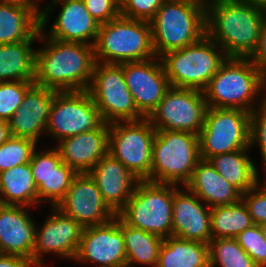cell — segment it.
I'll return each mask as SVG.
<instances>
[{
	"mask_svg": "<svg viewBox=\"0 0 266 267\" xmlns=\"http://www.w3.org/2000/svg\"><path fill=\"white\" fill-rule=\"evenodd\" d=\"M260 226L262 228V231H263V234H264V237H265V240H266V222L262 223Z\"/></svg>",
	"mask_w": 266,
	"mask_h": 267,
	"instance_id": "7dc6e473",
	"label": "cell"
},
{
	"mask_svg": "<svg viewBox=\"0 0 266 267\" xmlns=\"http://www.w3.org/2000/svg\"><path fill=\"white\" fill-rule=\"evenodd\" d=\"M34 84L33 81L0 82V120H10Z\"/></svg>",
	"mask_w": 266,
	"mask_h": 267,
	"instance_id": "e575fe53",
	"label": "cell"
},
{
	"mask_svg": "<svg viewBox=\"0 0 266 267\" xmlns=\"http://www.w3.org/2000/svg\"><path fill=\"white\" fill-rule=\"evenodd\" d=\"M87 91L105 123L145 118L134 103L120 64L96 62Z\"/></svg>",
	"mask_w": 266,
	"mask_h": 267,
	"instance_id": "8fae6325",
	"label": "cell"
},
{
	"mask_svg": "<svg viewBox=\"0 0 266 267\" xmlns=\"http://www.w3.org/2000/svg\"><path fill=\"white\" fill-rule=\"evenodd\" d=\"M41 151L42 152L38 153L35 149L32 154L31 161L29 162L37 187L62 163V159L57 148L54 147V149H47L46 151L44 149V151Z\"/></svg>",
	"mask_w": 266,
	"mask_h": 267,
	"instance_id": "8d00e7d4",
	"label": "cell"
},
{
	"mask_svg": "<svg viewBox=\"0 0 266 267\" xmlns=\"http://www.w3.org/2000/svg\"><path fill=\"white\" fill-rule=\"evenodd\" d=\"M98 63L121 64L155 58L149 21L123 16L99 26L94 44Z\"/></svg>",
	"mask_w": 266,
	"mask_h": 267,
	"instance_id": "5b68a950",
	"label": "cell"
},
{
	"mask_svg": "<svg viewBox=\"0 0 266 267\" xmlns=\"http://www.w3.org/2000/svg\"><path fill=\"white\" fill-rule=\"evenodd\" d=\"M250 59L264 74L266 73V10H264L259 44Z\"/></svg>",
	"mask_w": 266,
	"mask_h": 267,
	"instance_id": "b9f144b4",
	"label": "cell"
},
{
	"mask_svg": "<svg viewBox=\"0 0 266 267\" xmlns=\"http://www.w3.org/2000/svg\"><path fill=\"white\" fill-rule=\"evenodd\" d=\"M207 108L203 91L170 87L148 119L156 130L187 131L199 135Z\"/></svg>",
	"mask_w": 266,
	"mask_h": 267,
	"instance_id": "4fadbf2b",
	"label": "cell"
},
{
	"mask_svg": "<svg viewBox=\"0 0 266 267\" xmlns=\"http://www.w3.org/2000/svg\"><path fill=\"white\" fill-rule=\"evenodd\" d=\"M156 267H210L209 244L173 235L163 238Z\"/></svg>",
	"mask_w": 266,
	"mask_h": 267,
	"instance_id": "83f0119b",
	"label": "cell"
},
{
	"mask_svg": "<svg viewBox=\"0 0 266 267\" xmlns=\"http://www.w3.org/2000/svg\"><path fill=\"white\" fill-rule=\"evenodd\" d=\"M121 231L126 251V265L156 267L163 238L157 234L127 225L121 219Z\"/></svg>",
	"mask_w": 266,
	"mask_h": 267,
	"instance_id": "f546056e",
	"label": "cell"
},
{
	"mask_svg": "<svg viewBox=\"0 0 266 267\" xmlns=\"http://www.w3.org/2000/svg\"><path fill=\"white\" fill-rule=\"evenodd\" d=\"M76 262H91L100 267L126 265V251L121 231V218L102 225L84 227L74 259Z\"/></svg>",
	"mask_w": 266,
	"mask_h": 267,
	"instance_id": "2e32d148",
	"label": "cell"
},
{
	"mask_svg": "<svg viewBox=\"0 0 266 267\" xmlns=\"http://www.w3.org/2000/svg\"><path fill=\"white\" fill-rule=\"evenodd\" d=\"M165 0H120L121 16L150 21Z\"/></svg>",
	"mask_w": 266,
	"mask_h": 267,
	"instance_id": "74e56055",
	"label": "cell"
},
{
	"mask_svg": "<svg viewBox=\"0 0 266 267\" xmlns=\"http://www.w3.org/2000/svg\"><path fill=\"white\" fill-rule=\"evenodd\" d=\"M37 143L28 138L11 136L0 145V173L29 163Z\"/></svg>",
	"mask_w": 266,
	"mask_h": 267,
	"instance_id": "836d02e7",
	"label": "cell"
},
{
	"mask_svg": "<svg viewBox=\"0 0 266 267\" xmlns=\"http://www.w3.org/2000/svg\"><path fill=\"white\" fill-rule=\"evenodd\" d=\"M155 135L148 118L110 123L108 153L138 180H146L151 173Z\"/></svg>",
	"mask_w": 266,
	"mask_h": 267,
	"instance_id": "30bf717a",
	"label": "cell"
},
{
	"mask_svg": "<svg viewBox=\"0 0 266 267\" xmlns=\"http://www.w3.org/2000/svg\"><path fill=\"white\" fill-rule=\"evenodd\" d=\"M31 39L14 44L0 45V82L33 81L35 77V53Z\"/></svg>",
	"mask_w": 266,
	"mask_h": 267,
	"instance_id": "484cf974",
	"label": "cell"
},
{
	"mask_svg": "<svg viewBox=\"0 0 266 267\" xmlns=\"http://www.w3.org/2000/svg\"><path fill=\"white\" fill-rule=\"evenodd\" d=\"M37 1L38 0H0V2L13 3V4H18V5L30 8L34 10L41 17L43 10L42 9L39 10L40 6Z\"/></svg>",
	"mask_w": 266,
	"mask_h": 267,
	"instance_id": "ee69618b",
	"label": "cell"
},
{
	"mask_svg": "<svg viewBox=\"0 0 266 267\" xmlns=\"http://www.w3.org/2000/svg\"><path fill=\"white\" fill-rule=\"evenodd\" d=\"M256 108L251 112L250 147L256 143L260 146L262 162L266 167V100L263 99Z\"/></svg>",
	"mask_w": 266,
	"mask_h": 267,
	"instance_id": "f35d334b",
	"label": "cell"
},
{
	"mask_svg": "<svg viewBox=\"0 0 266 267\" xmlns=\"http://www.w3.org/2000/svg\"><path fill=\"white\" fill-rule=\"evenodd\" d=\"M250 150L243 149L225 154H217L208 159L209 163L229 184L242 194L259 182L258 169L248 156Z\"/></svg>",
	"mask_w": 266,
	"mask_h": 267,
	"instance_id": "f1b7e54d",
	"label": "cell"
},
{
	"mask_svg": "<svg viewBox=\"0 0 266 267\" xmlns=\"http://www.w3.org/2000/svg\"><path fill=\"white\" fill-rule=\"evenodd\" d=\"M89 14L99 24L117 18L120 13V0H83Z\"/></svg>",
	"mask_w": 266,
	"mask_h": 267,
	"instance_id": "60d3db41",
	"label": "cell"
},
{
	"mask_svg": "<svg viewBox=\"0 0 266 267\" xmlns=\"http://www.w3.org/2000/svg\"><path fill=\"white\" fill-rule=\"evenodd\" d=\"M260 181L250 190L242 194L248 212L254 224L266 222V187ZM262 186V187H261Z\"/></svg>",
	"mask_w": 266,
	"mask_h": 267,
	"instance_id": "ab89813d",
	"label": "cell"
},
{
	"mask_svg": "<svg viewBox=\"0 0 266 267\" xmlns=\"http://www.w3.org/2000/svg\"><path fill=\"white\" fill-rule=\"evenodd\" d=\"M11 137L7 121L0 120V145Z\"/></svg>",
	"mask_w": 266,
	"mask_h": 267,
	"instance_id": "f6af8a7d",
	"label": "cell"
},
{
	"mask_svg": "<svg viewBox=\"0 0 266 267\" xmlns=\"http://www.w3.org/2000/svg\"><path fill=\"white\" fill-rule=\"evenodd\" d=\"M264 170H265V172H266V167H265ZM264 178H265V179H263V181H264V184H263V185L266 187V173H265V177H264Z\"/></svg>",
	"mask_w": 266,
	"mask_h": 267,
	"instance_id": "681fc988",
	"label": "cell"
},
{
	"mask_svg": "<svg viewBox=\"0 0 266 267\" xmlns=\"http://www.w3.org/2000/svg\"><path fill=\"white\" fill-rule=\"evenodd\" d=\"M210 223L212 239L235 238L254 224L242 199L233 204L211 208Z\"/></svg>",
	"mask_w": 266,
	"mask_h": 267,
	"instance_id": "4dcf8cb0",
	"label": "cell"
},
{
	"mask_svg": "<svg viewBox=\"0 0 266 267\" xmlns=\"http://www.w3.org/2000/svg\"><path fill=\"white\" fill-rule=\"evenodd\" d=\"M259 267L235 238H215L209 242V266Z\"/></svg>",
	"mask_w": 266,
	"mask_h": 267,
	"instance_id": "1f68e13d",
	"label": "cell"
},
{
	"mask_svg": "<svg viewBox=\"0 0 266 267\" xmlns=\"http://www.w3.org/2000/svg\"><path fill=\"white\" fill-rule=\"evenodd\" d=\"M56 208L83 228L108 223L117 215L104 201L96 182L88 173L77 174L73 178Z\"/></svg>",
	"mask_w": 266,
	"mask_h": 267,
	"instance_id": "9a60e30c",
	"label": "cell"
},
{
	"mask_svg": "<svg viewBox=\"0 0 266 267\" xmlns=\"http://www.w3.org/2000/svg\"><path fill=\"white\" fill-rule=\"evenodd\" d=\"M0 267H36L31 260L17 255L0 254Z\"/></svg>",
	"mask_w": 266,
	"mask_h": 267,
	"instance_id": "7bdbcfd3",
	"label": "cell"
},
{
	"mask_svg": "<svg viewBox=\"0 0 266 267\" xmlns=\"http://www.w3.org/2000/svg\"><path fill=\"white\" fill-rule=\"evenodd\" d=\"M149 22L153 49L160 58L206 35V5L191 0H165Z\"/></svg>",
	"mask_w": 266,
	"mask_h": 267,
	"instance_id": "277c9868",
	"label": "cell"
},
{
	"mask_svg": "<svg viewBox=\"0 0 266 267\" xmlns=\"http://www.w3.org/2000/svg\"><path fill=\"white\" fill-rule=\"evenodd\" d=\"M199 155V136L187 131L156 130L152 167L147 181L184 187L193 175Z\"/></svg>",
	"mask_w": 266,
	"mask_h": 267,
	"instance_id": "8992f818",
	"label": "cell"
},
{
	"mask_svg": "<svg viewBox=\"0 0 266 267\" xmlns=\"http://www.w3.org/2000/svg\"><path fill=\"white\" fill-rule=\"evenodd\" d=\"M250 119L241 109L208 107L198 135L200 159L250 149Z\"/></svg>",
	"mask_w": 266,
	"mask_h": 267,
	"instance_id": "9c48e42d",
	"label": "cell"
},
{
	"mask_svg": "<svg viewBox=\"0 0 266 267\" xmlns=\"http://www.w3.org/2000/svg\"><path fill=\"white\" fill-rule=\"evenodd\" d=\"M160 59L171 87L203 91L227 56L205 35L194 44L166 52Z\"/></svg>",
	"mask_w": 266,
	"mask_h": 267,
	"instance_id": "52a82bcc",
	"label": "cell"
},
{
	"mask_svg": "<svg viewBox=\"0 0 266 267\" xmlns=\"http://www.w3.org/2000/svg\"><path fill=\"white\" fill-rule=\"evenodd\" d=\"M235 239L259 267H266V240L260 225L253 224Z\"/></svg>",
	"mask_w": 266,
	"mask_h": 267,
	"instance_id": "d590c367",
	"label": "cell"
},
{
	"mask_svg": "<svg viewBox=\"0 0 266 267\" xmlns=\"http://www.w3.org/2000/svg\"><path fill=\"white\" fill-rule=\"evenodd\" d=\"M173 194L172 235L209 244L211 234V208L186 187ZM185 190V191H184Z\"/></svg>",
	"mask_w": 266,
	"mask_h": 267,
	"instance_id": "d6986e66",
	"label": "cell"
},
{
	"mask_svg": "<svg viewBox=\"0 0 266 267\" xmlns=\"http://www.w3.org/2000/svg\"><path fill=\"white\" fill-rule=\"evenodd\" d=\"M77 173L69 167L65 162H62L55 170H53L38 187V201L43 203L47 199L52 207H56L64 198L71 182ZM43 199V200H42Z\"/></svg>",
	"mask_w": 266,
	"mask_h": 267,
	"instance_id": "d6a6232c",
	"label": "cell"
},
{
	"mask_svg": "<svg viewBox=\"0 0 266 267\" xmlns=\"http://www.w3.org/2000/svg\"><path fill=\"white\" fill-rule=\"evenodd\" d=\"M191 1H196V2H206L207 0H191Z\"/></svg>",
	"mask_w": 266,
	"mask_h": 267,
	"instance_id": "f907efd6",
	"label": "cell"
},
{
	"mask_svg": "<svg viewBox=\"0 0 266 267\" xmlns=\"http://www.w3.org/2000/svg\"><path fill=\"white\" fill-rule=\"evenodd\" d=\"M45 32L40 29L38 41L45 47L35 53L34 83L58 92L88 90L96 64L94 46L52 39Z\"/></svg>",
	"mask_w": 266,
	"mask_h": 267,
	"instance_id": "6da1fadb",
	"label": "cell"
},
{
	"mask_svg": "<svg viewBox=\"0 0 266 267\" xmlns=\"http://www.w3.org/2000/svg\"><path fill=\"white\" fill-rule=\"evenodd\" d=\"M184 187L210 208L242 199V193L220 176L208 160L200 159L197 162L191 179Z\"/></svg>",
	"mask_w": 266,
	"mask_h": 267,
	"instance_id": "cb8c5ba5",
	"label": "cell"
},
{
	"mask_svg": "<svg viewBox=\"0 0 266 267\" xmlns=\"http://www.w3.org/2000/svg\"><path fill=\"white\" fill-rule=\"evenodd\" d=\"M205 5L206 35L227 57L250 58L259 44L264 10L239 0H207Z\"/></svg>",
	"mask_w": 266,
	"mask_h": 267,
	"instance_id": "7a4b0ae2",
	"label": "cell"
},
{
	"mask_svg": "<svg viewBox=\"0 0 266 267\" xmlns=\"http://www.w3.org/2000/svg\"><path fill=\"white\" fill-rule=\"evenodd\" d=\"M138 111L148 118L171 85L159 57L120 64Z\"/></svg>",
	"mask_w": 266,
	"mask_h": 267,
	"instance_id": "5bb4252c",
	"label": "cell"
},
{
	"mask_svg": "<svg viewBox=\"0 0 266 267\" xmlns=\"http://www.w3.org/2000/svg\"><path fill=\"white\" fill-rule=\"evenodd\" d=\"M0 203L25 206L27 209L36 205L39 207L37 186L30 163L20 164L0 173Z\"/></svg>",
	"mask_w": 266,
	"mask_h": 267,
	"instance_id": "4316f807",
	"label": "cell"
},
{
	"mask_svg": "<svg viewBox=\"0 0 266 267\" xmlns=\"http://www.w3.org/2000/svg\"><path fill=\"white\" fill-rule=\"evenodd\" d=\"M41 29V17L32 9L0 2V45L31 40Z\"/></svg>",
	"mask_w": 266,
	"mask_h": 267,
	"instance_id": "d4e9b609",
	"label": "cell"
},
{
	"mask_svg": "<svg viewBox=\"0 0 266 267\" xmlns=\"http://www.w3.org/2000/svg\"><path fill=\"white\" fill-rule=\"evenodd\" d=\"M263 91L264 73L250 58L227 57L203 94L208 107L241 109L251 113L256 107L253 103L258 105L264 99L259 97Z\"/></svg>",
	"mask_w": 266,
	"mask_h": 267,
	"instance_id": "3957f363",
	"label": "cell"
},
{
	"mask_svg": "<svg viewBox=\"0 0 266 267\" xmlns=\"http://www.w3.org/2000/svg\"><path fill=\"white\" fill-rule=\"evenodd\" d=\"M178 185L139 180L117 215L127 224L161 238L172 236L173 194Z\"/></svg>",
	"mask_w": 266,
	"mask_h": 267,
	"instance_id": "ba28073f",
	"label": "cell"
},
{
	"mask_svg": "<svg viewBox=\"0 0 266 267\" xmlns=\"http://www.w3.org/2000/svg\"><path fill=\"white\" fill-rule=\"evenodd\" d=\"M58 91L34 84L8 121L11 136L28 138L38 143L46 132L50 108Z\"/></svg>",
	"mask_w": 266,
	"mask_h": 267,
	"instance_id": "ffe728a7",
	"label": "cell"
},
{
	"mask_svg": "<svg viewBox=\"0 0 266 267\" xmlns=\"http://www.w3.org/2000/svg\"><path fill=\"white\" fill-rule=\"evenodd\" d=\"M264 90L266 91V73L264 74ZM264 95L265 96L263 98L266 100V92Z\"/></svg>",
	"mask_w": 266,
	"mask_h": 267,
	"instance_id": "c3c4849f",
	"label": "cell"
},
{
	"mask_svg": "<svg viewBox=\"0 0 266 267\" xmlns=\"http://www.w3.org/2000/svg\"><path fill=\"white\" fill-rule=\"evenodd\" d=\"M102 123L99 110L87 90L57 92L50 108L45 134L61 141L94 130Z\"/></svg>",
	"mask_w": 266,
	"mask_h": 267,
	"instance_id": "7c38bea8",
	"label": "cell"
},
{
	"mask_svg": "<svg viewBox=\"0 0 266 267\" xmlns=\"http://www.w3.org/2000/svg\"><path fill=\"white\" fill-rule=\"evenodd\" d=\"M96 182L101 196L117 214L132 197L138 179L109 153L88 173Z\"/></svg>",
	"mask_w": 266,
	"mask_h": 267,
	"instance_id": "603a6c76",
	"label": "cell"
},
{
	"mask_svg": "<svg viewBox=\"0 0 266 267\" xmlns=\"http://www.w3.org/2000/svg\"><path fill=\"white\" fill-rule=\"evenodd\" d=\"M36 222L25 206L0 203V254L32 261Z\"/></svg>",
	"mask_w": 266,
	"mask_h": 267,
	"instance_id": "7402d4cb",
	"label": "cell"
},
{
	"mask_svg": "<svg viewBox=\"0 0 266 267\" xmlns=\"http://www.w3.org/2000/svg\"><path fill=\"white\" fill-rule=\"evenodd\" d=\"M59 142L56 148L62 162H65L77 174L89 173L95 164L108 154L109 124L103 122L94 130L65 138Z\"/></svg>",
	"mask_w": 266,
	"mask_h": 267,
	"instance_id": "44dd1931",
	"label": "cell"
},
{
	"mask_svg": "<svg viewBox=\"0 0 266 267\" xmlns=\"http://www.w3.org/2000/svg\"><path fill=\"white\" fill-rule=\"evenodd\" d=\"M239 1L249 3L255 7L266 10V0H239Z\"/></svg>",
	"mask_w": 266,
	"mask_h": 267,
	"instance_id": "bcb514c9",
	"label": "cell"
},
{
	"mask_svg": "<svg viewBox=\"0 0 266 267\" xmlns=\"http://www.w3.org/2000/svg\"><path fill=\"white\" fill-rule=\"evenodd\" d=\"M52 213L44 222L43 227H35L32 263L43 267L42 255L45 253L59 255L60 258L74 259L83 227L74 219L51 207ZM39 229V230H38Z\"/></svg>",
	"mask_w": 266,
	"mask_h": 267,
	"instance_id": "e0dca14e",
	"label": "cell"
},
{
	"mask_svg": "<svg viewBox=\"0 0 266 267\" xmlns=\"http://www.w3.org/2000/svg\"><path fill=\"white\" fill-rule=\"evenodd\" d=\"M58 4L61 5L60 12L49 30L50 33L45 34L60 41L94 46L100 25L89 14L83 0H53L51 5L43 8L41 29L47 26L52 6Z\"/></svg>",
	"mask_w": 266,
	"mask_h": 267,
	"instance_id": "ac0fdd59",
	"label": "cell"
}]
</instances>
